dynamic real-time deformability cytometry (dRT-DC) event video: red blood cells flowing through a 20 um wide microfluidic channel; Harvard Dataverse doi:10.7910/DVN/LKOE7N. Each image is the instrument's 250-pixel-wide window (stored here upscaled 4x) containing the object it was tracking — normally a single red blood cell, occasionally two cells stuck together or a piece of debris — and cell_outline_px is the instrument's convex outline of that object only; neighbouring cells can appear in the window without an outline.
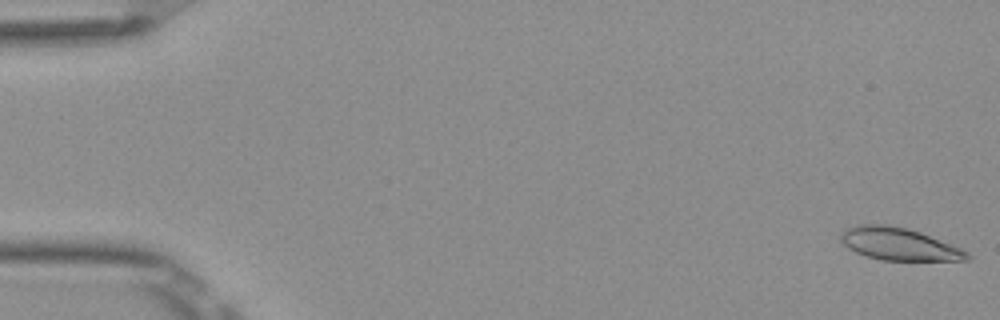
{"species": "Egyptian fruit bat (a non-hibernating species)", "species_latin": "Rousettus aegyptiacus", "temperature_condition": "room temperature", "stored_images_in_passage": 52, "camera_frame_rate_fps": 3000, "um_per_image_px": 0.085, "frame": {"image": 1, "passage_image": 1, "time_ms": 0.0, "image_size_px": [1000, 320], "cell_outline_px": [[972, 256], [968, 260], [880, 260], [856, 252], [848, 248], [840, 240], [840, 232], [844, 228], [860, 224], [888, 224], [908, 228], [920, 232], [960, 248], [968, 252]], "centroid_in_image_um": [76.37, 20.73], "position_along_channel_um": 8.6, "area_um2": 23.87}}
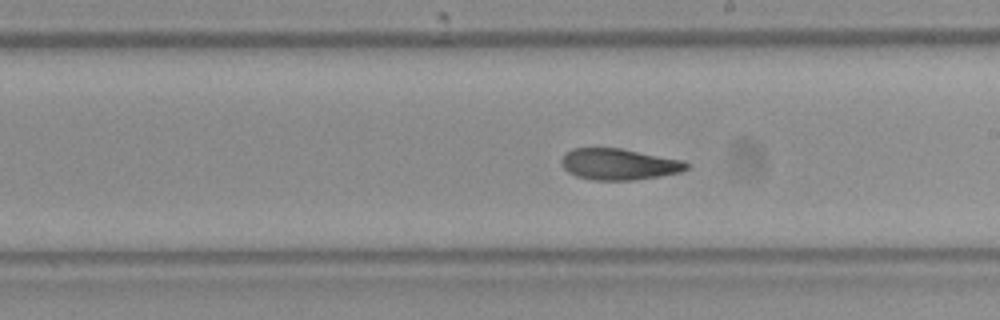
{"frame": {"image": 2, "passage_image": 30, "time_ms": 9.667, "image_size_px": [1000, 320], "cell_outline_px": [[688, 168], [680, 172], [660, 176], [636, 180], [592, 180], [576, 176], [568, 172], [564, 168], [560, 160], [564, 152], [572, 148], [620, 148], [684, 160], [688, 164]], "centroid_in_image_um": [52.58, 13.96], "position_along_channel_um": 236.4, "area_um2": 22.95}}
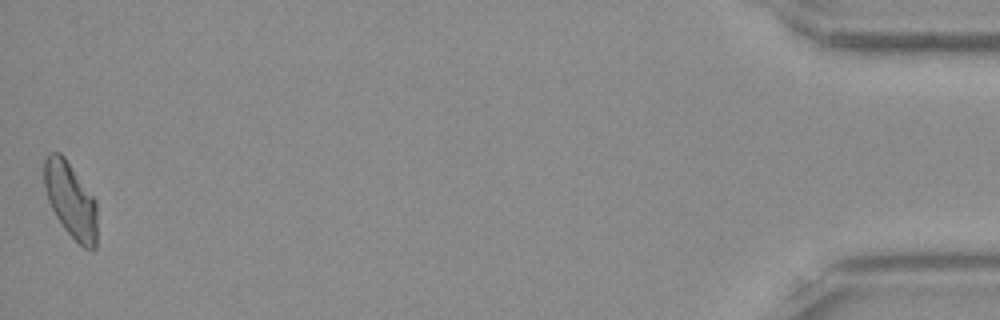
{"frame": {"image": 3, "passage_image": 52, "time_ms": 17.0, "image_size_px": [1000, 320], "cell_outline_px": [[96, 248], [92, 252], [84, 248], [64, 228], [56, 216], [48, 200], [44, 184], [44, 160], [48, 152], [60, 152], [64, 156], [96, 200]], "centroid_in_image_um": [6.01, 17.0], "position_along_channel_um": 429.2, "area_um2": 23.18}, "authors_computed_cell_mechanics": {"area_um2": 23.4379, "velocity_mm_per_s": 3.8885, "shape_relaxation_time_tau1_ms": 8.5551, "shape_relaxation_time_tau2_ms": 3.4244, "deformation_change_tau1": 0.2032, "deformation_change_tau2": 0.0791}}